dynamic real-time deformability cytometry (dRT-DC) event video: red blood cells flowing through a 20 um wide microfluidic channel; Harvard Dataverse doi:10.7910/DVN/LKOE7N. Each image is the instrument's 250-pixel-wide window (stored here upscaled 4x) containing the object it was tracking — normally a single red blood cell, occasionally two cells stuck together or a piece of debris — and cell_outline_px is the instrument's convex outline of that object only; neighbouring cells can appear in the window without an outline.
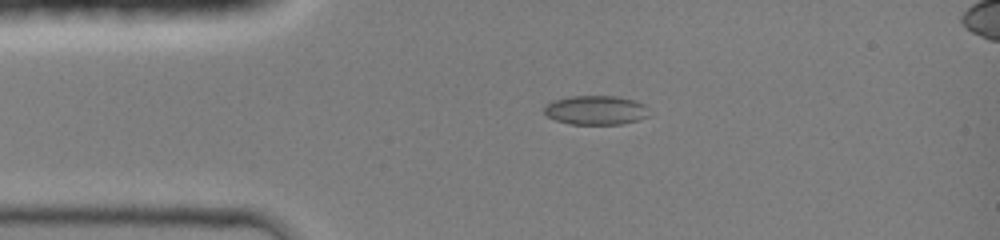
{"species": "common noctule bat (a hibernating species)", "species_latin": "Nyctalus noctula", "temperature_condition": "room temperature", "stored_images_in_passage": 13, "camera_frame_rate_fps": 3000, "um_per_image_px": 0.085, "animal": {"sex": "female", "body_mass_g": 19.0, "forearm_length_mm": 51.5}, "frame": {"image": 1, "passage_image": 1, "time_ms": 0.0, "image_size_px": [1000, 240], "cell_outline_px": [[648, 116], [640, 120], [620, 124], [572, 124], [556, 120], [548, 116], [544, 112], [544, 108], [552, 100], [572, 96], [616, 96], [636, 100], [644, 104]], "centroid_in_image_um": [50.65, 9.36], "position_along_channel_um": 34.3, "area_um2": 17.74}}
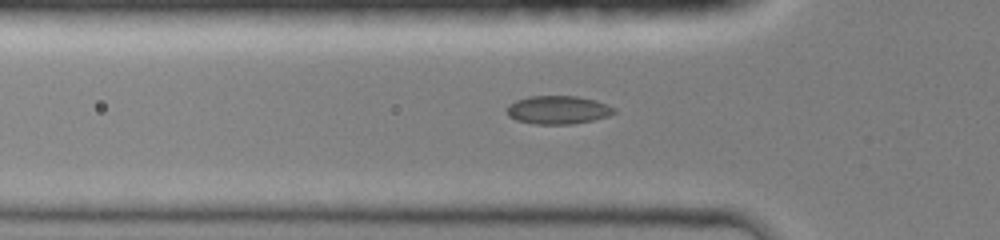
{"frame": {"image": 2, "passage_image": 6, "time_ms": 1.667, "image_size_px": [1000, 240], "cell_outline_px": [[616, 112], [608, 116], [592, 120], [572, 124], [536, 124], [516, 120], [508, 116], [504, 108], [508, 104], [516, 100], [528, 96], [576, 96], [596, 100], [608, 104], [616, 108]], "centroid_in_image_um": [47.41, 9.33], "position_along_channel_um": 78.4, "area_um2": 17.92}}
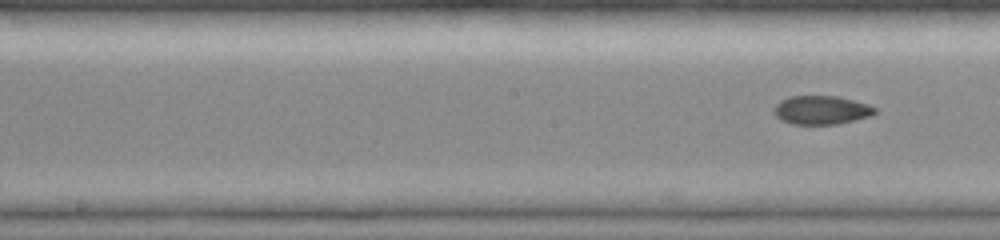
{"frame": {"image": 3, "passage_image": 13, "time_ms": 4.0, "image_size_px": [1000, 240], "cell_outline_px": [[876, 112], [868, 116], [836, 124], [792, 124], [776, 116], [772, 112], [772, 108], [780, 100], [788, 96], [836, 96], [868, 104], [876, 108]], "centroid_in_image_um": [69.76, 9.34], "position_along_channel_um": 178.4, "area_um2": 16.7}}